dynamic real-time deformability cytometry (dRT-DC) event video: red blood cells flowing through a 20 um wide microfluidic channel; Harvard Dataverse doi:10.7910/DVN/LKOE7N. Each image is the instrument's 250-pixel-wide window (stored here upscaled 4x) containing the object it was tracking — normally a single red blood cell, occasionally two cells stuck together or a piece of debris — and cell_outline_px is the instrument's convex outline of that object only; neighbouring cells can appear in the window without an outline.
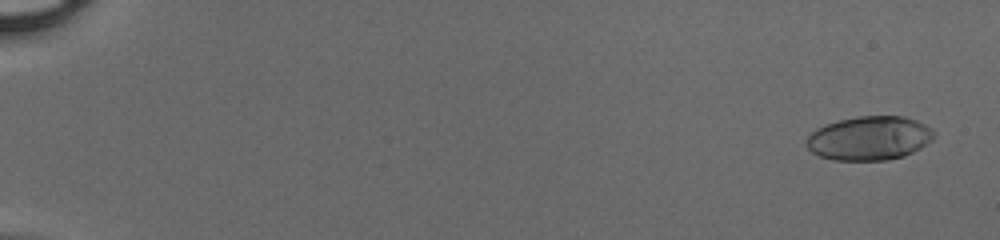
{"species": "human", "species_latin": "Homo sapiens", "temperature_condition": "cold", "stored_images_in_passage": 50, "camera_frame_rate_fps": 3000, "um_per_image_px": 0.085, "donor": {"sex": "male"}, "frame": {"image": 1, "passage_image": 3, "time_ms": 0.667, "image_size_px": [1000, 240], "cell_outline_px": [[936, 136], [932, 140], [920, 148], [904, 156], [888, 160], [836, 160], [820, 156], [812, 152], [804, 144], [804, 140], [816, 128], [824, 124], [856, 116], [904, 116], [916, 120], [932, 128], [936, 132]], "centroid_in_image_um": [73.9, 11.74], "position_along_channel_um": 11.1, "area_um2": 32.95}}
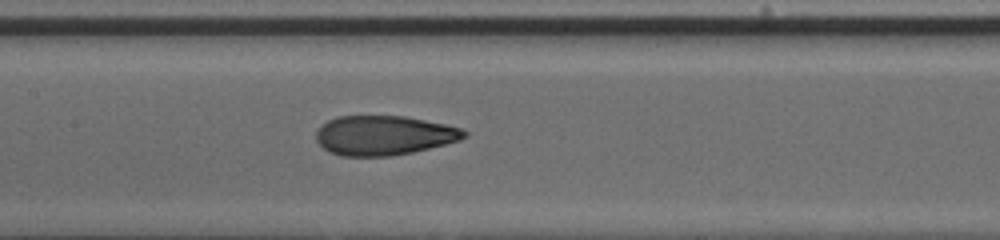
{"frame": {"image": 2, "passage_image": 27, "time_ms": 8.667, "image_size_px": [1000, 240], "cell_outline_px": [[468, 136], [460, 140], [412, 152], [392, 156], [340, 156], [328, 152], [316, 140], [316, 132], [328, 120], [336, 116], [404, 116], [444, 124], [460, 128], [468, 132]], "centroid_in_image_um": [32.62, 11.51], "position_along_channel_um": 174.8, "area_um2": 33.99}}
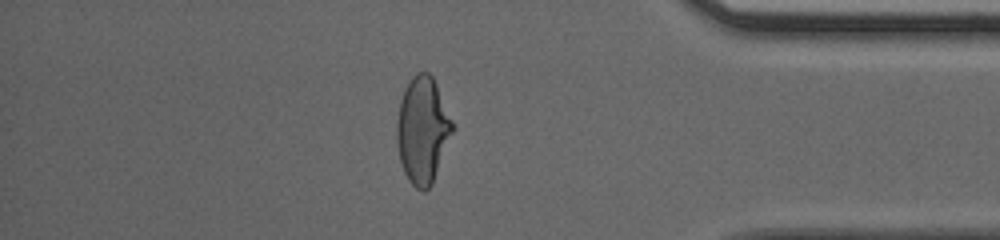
{"frame": {"image": 3, "passage_image": 44, "time_ms": 14.333, "image_size_px": [1000, 240], "cell_outline_px": [[456, 128], [432, 184], [424, 192], [416, 188], [408, 180], [404, 172], [400, 160], [396, 140], [396, 120], [400, 100], [404, 88], [412, 76], [416, 72], [428, 72], [432, 76], [436, 84]], "centroid_in_image_um": [35.93, 11.06], "position_along_channel_um": 399.3, "area_um2": 34.97}}